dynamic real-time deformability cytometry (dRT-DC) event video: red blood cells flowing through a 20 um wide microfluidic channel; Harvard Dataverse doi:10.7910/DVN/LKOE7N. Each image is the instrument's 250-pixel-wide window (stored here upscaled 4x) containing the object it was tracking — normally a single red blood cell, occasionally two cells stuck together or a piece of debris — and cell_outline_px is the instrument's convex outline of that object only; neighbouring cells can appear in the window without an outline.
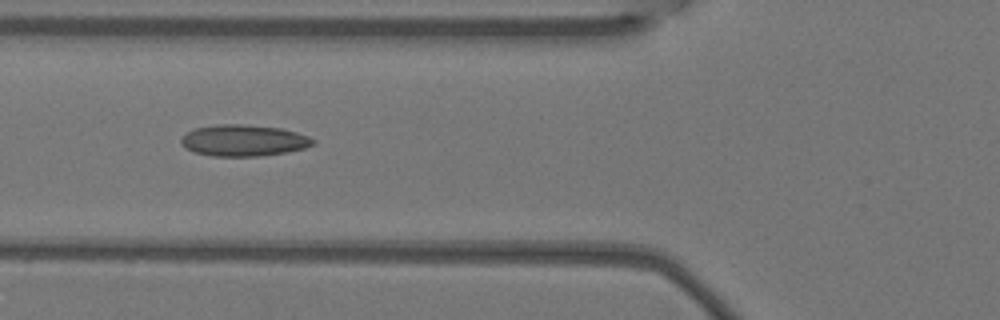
{"species": "Egyptian fruit bat (a non-hibernating species)", "species_latin": "Rousettus aegyptiacus", "temperature_condition": "warm", "stored_images_in_passage": 7, "camera_frame_rate_fps": 3000, "um_per_image_px": 0.085, "animal": {"sex": "female"}, "frame": {"image": 1, "passage_image": 5, "time_ms": 1.333, "image_size_px": [1000, 320], "cell_outline_px": [[316, 144], [304, 148], [288, 152], [260, 156], [212, 156], [192, 152], [184, 148], [180, 144], [180, 140], [188, 132], [196, 128], [216, 124], [244, 124], [280, 128], [296, 132], [308, 136], [316, 140]], "centroid_in_image_um": [20.71, 11.94], "position_along_channel_um": 105.1, "area_um2": 24.33}}
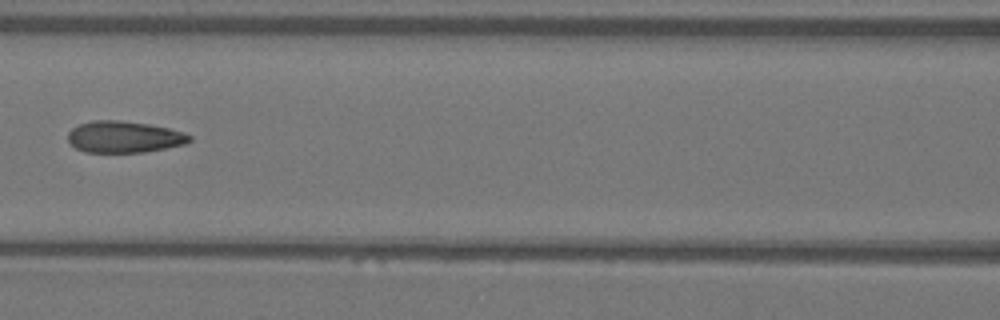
{"frame": {"image": 2, "passage_image": 6, "time_ms": 1.667, "image_size_px": [1000, 320], "cell_outline_px": [[192, 140], [184, 144], [144, 152], [84, 152], [76, 148], [68, 140], [68, 132], [72, 128], [80, 124], [92, 120], [120, 120], [148, 124], [168, 128], [184, 132], [192, 136]], "centroid_in_image_um": [10.54, 11.63], "position_along_channel_um": 156.1, "area_um2": 22.31}}
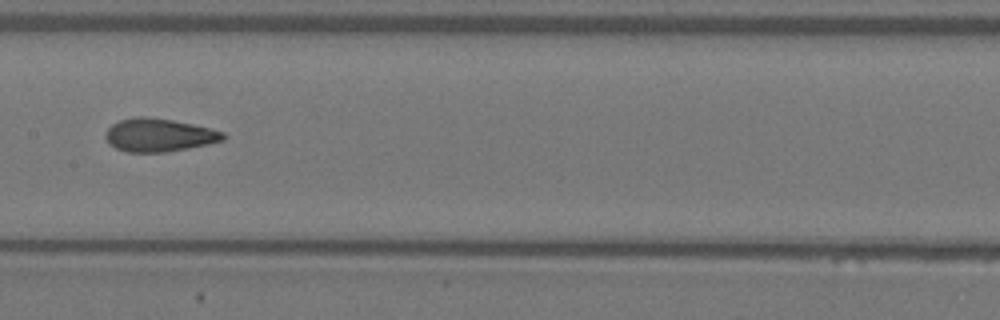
{"frame": {"image": 3, "passage_image": 7, "time_ms": 2.0, "image_size_px": [1000, 320], "cell_outline_px": [[228, 136], [224, 140], [208, 144], [188, 148], [164, 152], [128, 152], [116, 148], [108, 144], [104, 136], [108, 128], [112, 124], [120, 120], [136, 116], [144, 116], [172, 120], [212, 128], [224, 132]], "centroid_in_image_um": [13.52, 11.48], "position_along_channel_um": 193.9, "area_um2": 22.83}}